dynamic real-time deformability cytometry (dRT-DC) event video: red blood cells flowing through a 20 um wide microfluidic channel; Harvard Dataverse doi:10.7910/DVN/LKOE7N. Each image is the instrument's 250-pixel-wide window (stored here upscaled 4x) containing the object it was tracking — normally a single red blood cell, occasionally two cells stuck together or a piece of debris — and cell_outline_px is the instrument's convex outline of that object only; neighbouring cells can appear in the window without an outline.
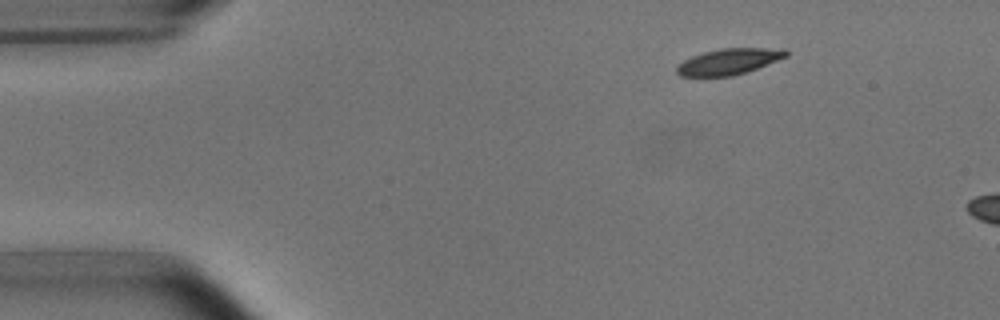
{"species": "common noctule bat (a hibernating species)", "species_latin": "Nyctalus noctula", "temperature_condition": "room temperature", "stored_images_in_passage": 3, "camera_frame_rate_fps": 3000, "um_per_image_px": 0.085, "animal": {"sex": "male", "body_mass_g": 15.6}, "frame": {"image": 1, "passage_image": 3, "time_ms": 2.333, "image_size_px": [1000, 320], "cell_outline_px": [[788, 56], [756, 68], [732, 76], [680, 76], [676, 72], [676, 68], [684, 60], [692, 56], [704, 52], [720, 48], [784, 48], [788, 52]], "centroid_in_image_um": [61.96, 5.22], "position_along_channel_um": 23.0, "area_um2": 16.36}}